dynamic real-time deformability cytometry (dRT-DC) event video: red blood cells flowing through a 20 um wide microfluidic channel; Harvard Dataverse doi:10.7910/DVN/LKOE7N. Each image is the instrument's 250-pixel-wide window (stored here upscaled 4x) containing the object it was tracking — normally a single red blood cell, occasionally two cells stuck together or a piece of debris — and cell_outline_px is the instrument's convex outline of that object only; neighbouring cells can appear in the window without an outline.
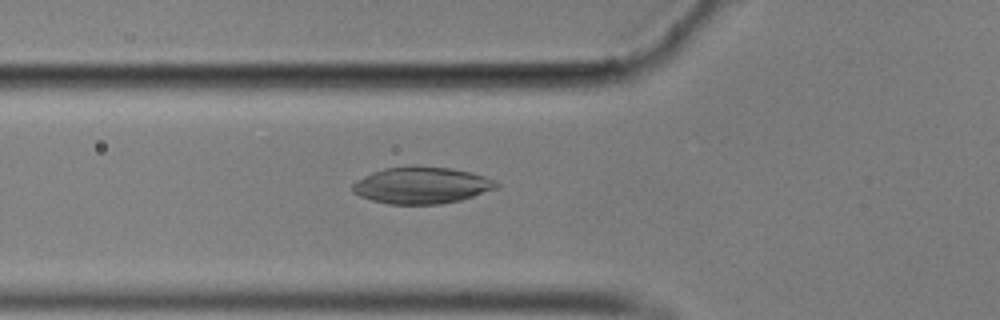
{"species": "common noctule bat (a hibernating species)", "species_latin": "Nyctalus noctula", "temperature_condition": "cold", "stored_images_in_passage": 57, "camera_frame_rate_fps": 3000, "um_per_image_px": 0.085, "animal": {"sex": "male", "body_mass_g": 17.9}, "frame": {"image": 1, "passage_image": 20, "time_ms": 6.333, "image_size_px": [1000, 320], "cell_outline_px": [[500, 188], [460, 200], [440, 204], [388, 204], [372, 200], [360, 196], [352, 192], [352, 184], [356, 180], [372, 172], [384, 168], [412, 164], [452, 168], [472, 172], [496, 180], [500, 184]], "centroid_in_image_um": [35.86, 15.73], "position_along_channel_um": 89.9, "area_um2": 31.39}}
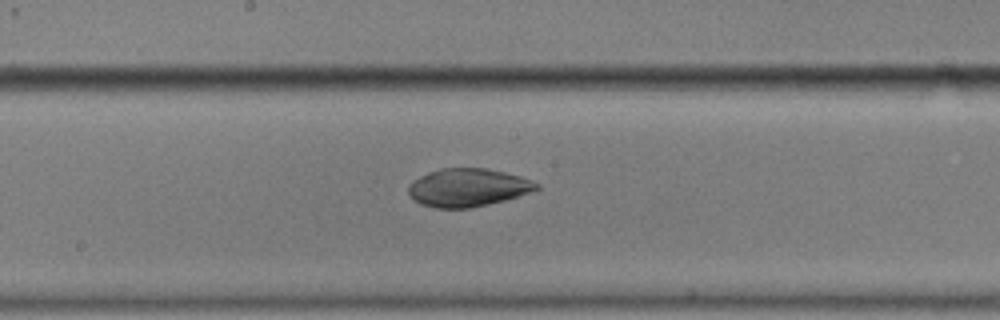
{"frame": {"image": 2, "passage_image": 30, "time_ms": 9.667, "image_size_px": [1000, 320], "cell_outline_px": [[540, 188], [520, 196], [472, 208], [436, 208], [420, 204], [408, 192], [408, 184], [412, 180], [428, 172], [440, 168], [488, 168], [520, 176], [532, 180], [540, 184]], "centroid_in_image_um": [39.77, 15.94], "position_along_channel_um": 208.4, "area_um2": 28.55}}
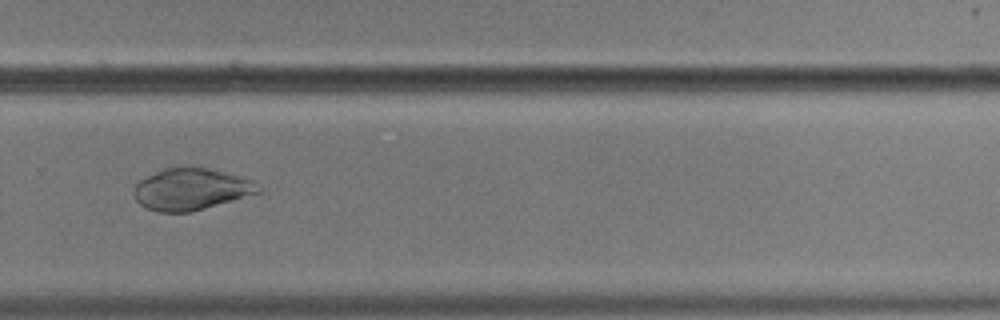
{"frame": {"image": 3, "passage_image": 39, "time_ms": 12.667, "image_size_px": [1000, 320], "cell_outline_px": [[260, 192], [192, 212], [160, 212], [148, 208], [140, 204], [136, 200], [132, 192], [136, 184], [140, 180], [164, 168], [184, 164], [192, 164], [224, 172], [252, 180], [260, 184]], "centroid_in_image_um": [16.23, 16.05], "position_along_channel_um": 313.6, "area_um2": 30.58}}